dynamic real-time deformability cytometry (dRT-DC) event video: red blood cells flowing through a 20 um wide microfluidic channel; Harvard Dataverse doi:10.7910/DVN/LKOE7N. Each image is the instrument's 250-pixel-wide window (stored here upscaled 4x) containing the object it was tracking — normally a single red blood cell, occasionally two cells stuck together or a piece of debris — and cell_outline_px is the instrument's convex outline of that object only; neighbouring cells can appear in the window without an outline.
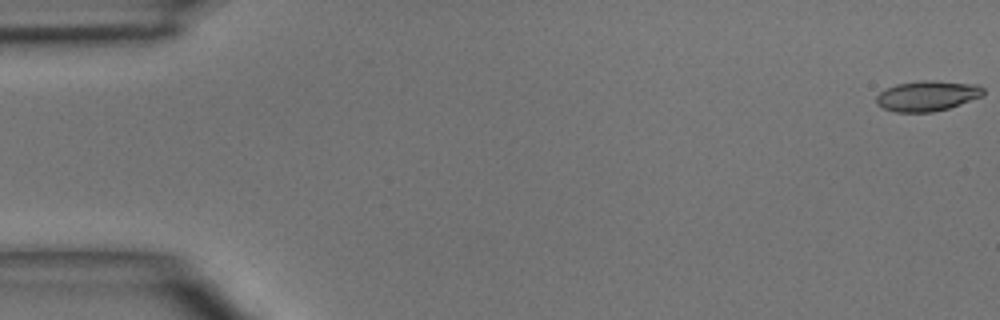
{"species": "common noctule bat (a hibernating species)", "species_latin": "Nyctalus noctula", "temperature_condition": "room temperature", "stored_images_in_passage": 5, "camera_frame_rate_fps": 3000, "um_per_image_px": 0.085, "animal": {"sex": "male", "body_mass_g": 15.6}, "frame": {"image": 1, "passage_image": 1, "time_ms": 0.0, "image_size_px": [1000, 320], "cell_outline_px": [[984, 96], [948, 108], [932, 112], [896, 112], [884, 108], [876, 104], [876, 96], [880, 92], [896, 84], [920, 80], [932, 80], [976, 84], [984, 88]], "centroid_in_image_um": [78.83, 8.14], "position_along_channel_um": 6.2, "area_um2": 18.96}}